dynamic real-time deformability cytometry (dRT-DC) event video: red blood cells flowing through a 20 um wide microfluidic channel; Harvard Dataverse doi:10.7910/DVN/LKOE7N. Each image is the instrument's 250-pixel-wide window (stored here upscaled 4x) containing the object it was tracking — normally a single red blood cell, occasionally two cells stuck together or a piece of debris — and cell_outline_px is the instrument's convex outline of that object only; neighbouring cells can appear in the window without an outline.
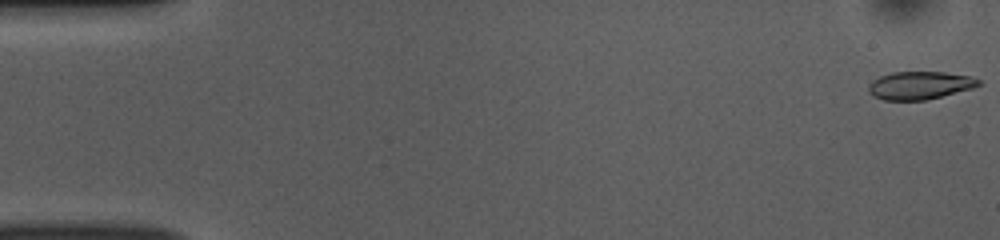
{"species": "common noctule bat (a hibernating species)", "species_latin": "Nyctalus noctula", "temperature_condition": "room temperature", "stored_images_in_passage": 52, "camera_frame_rate_fps": 3000, "um_per_image_px": 0.085, "animal": {"sex": "female", "body_mass_g": 10.0, "forearm_length_mm": 53.1}, "frame": {"image": 1, "passage_image": 1, "time_ms": 0.0, "image_size_px": [1000, 240], "cell_outline_px": [[980, 84], [972, 88], [924, 100], [884, 100], [868, 92], [868, 84], [872, 80], [880, 76], [892, 72], [944, 72], [972, 76], [980, 80]], "centroid_in_image_um": [78.16, 7.24], "position_along_channel_um": 6.8, "area_um2": 17.74}}
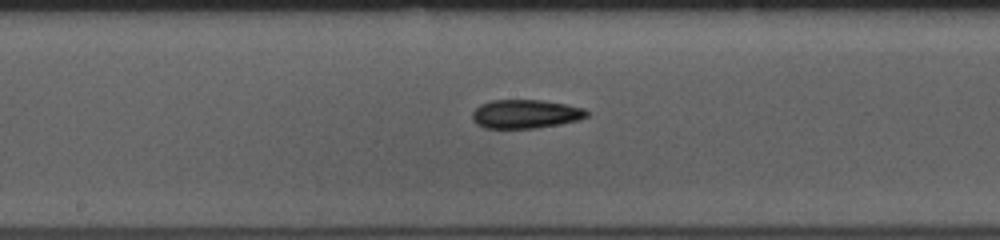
{"frame": {"image": 2, "passage_image": 27, "time_ms": 8.667, "image_size_px": [1000, 240], "cell_outline_px": [[588, 116], [580, 120], [560, 124], [536, 128], [484, 128], [476, 124], [472, 120], [472, 112], [480, 104], [492, 100], [540, 100], [564, 104], [584, 108], [588, 112]], "centroid_in_image_um": [44.65, 9.69], "position_along_channel_um": 203.5, "area_um2": 19.25}}
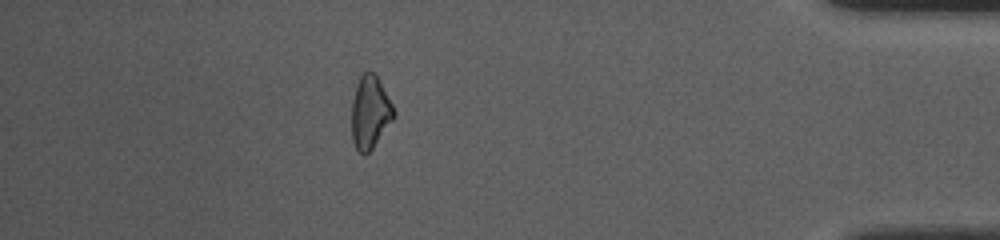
{"frame": {"image": 3, "passage_image": 46, "time_ms": 15.0, "image_size_px": [1000, 240], "cell_outline_px": [[396, 116], [372, 148], [364, 156], [356, 148], [352, 140], [352, 100], [356, 84], [360, 76], [364, 72], [376, 72], [396, 112]], "centroid_in_image_um": [31.46, 9.52], "position_along_channel_um": 403.7, "area_um2": 17.98}, "authors_computed_cell_mechanics": {"area_um2": 18.6405, "velocity_mm_per_s": 3.8623, "shape_relaxation_time_tau1_ms": 3.8624, "shape_relaxation_time_tau2_ms": 5.5611, "deformation_change_tau1": 0.1351, "deformation_change_tau2": 0.1339}}